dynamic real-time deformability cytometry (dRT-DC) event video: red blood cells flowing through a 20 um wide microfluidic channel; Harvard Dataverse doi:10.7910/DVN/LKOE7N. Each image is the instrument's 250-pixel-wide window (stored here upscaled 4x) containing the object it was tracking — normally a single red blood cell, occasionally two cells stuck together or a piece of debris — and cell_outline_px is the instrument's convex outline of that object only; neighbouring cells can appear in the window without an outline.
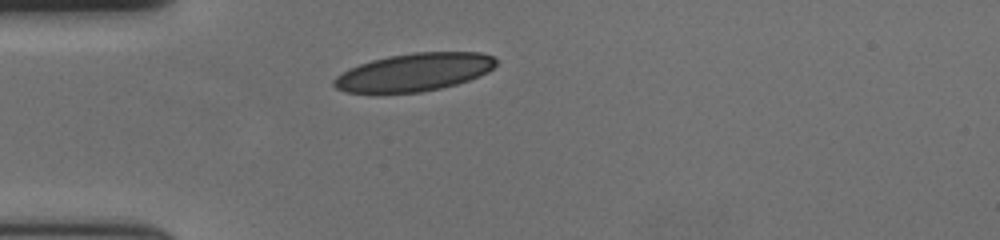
{"species": "human", "species_latin": "Homo sapiens", "temperature_condition": "cold", "stored_images_in_passage": 42, "camera_frame_rate_fps": 3000, "um_per_image_px": 0.085, "donor": {"sex": "female"}, "frame": {"image": 1, "passage_image": 1, "time_ms": 0.0, "image_size_px": [1000, 240], "cell_outline_px": [[496, 64], [488, 72], [468, 80], [456, 84], [440, 88], [420, 92], [380, 96], [376, 96], [344, 92], [336, 88], [332, 84], [332, 80], [336, 76], [360, 64], [372, 60], [388, 56], [412, 52], [480, 52], [492, 56], [496, 60]], "centroid_in_image_um": [35.12, 6.18], "position_along_channel_um": 49.9, "area_um2": 36.59}}
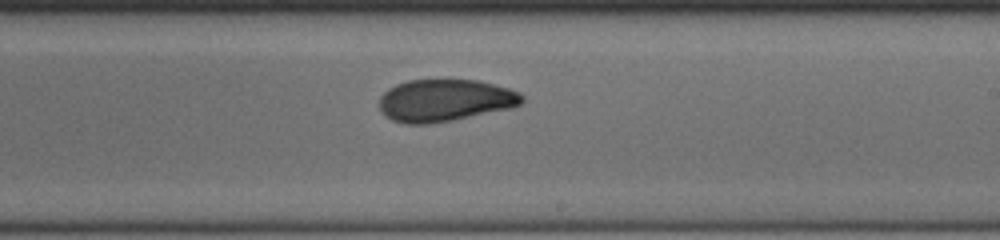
{"frame": {"image": 2, "passage_image": 19, "time_ms": 6.0, "image_size_px": [1000, 240], "cell_outline_px": [[524, 100], [520, 104], [512, 108], [452, 120], [428, 124], [404, 124], [392, 120], [384, 116], [380, 112], [380, 96], [388, 88], [396, 84], [408, 80], [476, 80], [508, 88], [520, 92], [524, 96]], "centroid_in_image_um": [37.79, 8.54], "position_along_channel_um": 251.2, "area_um2": 35.2}}
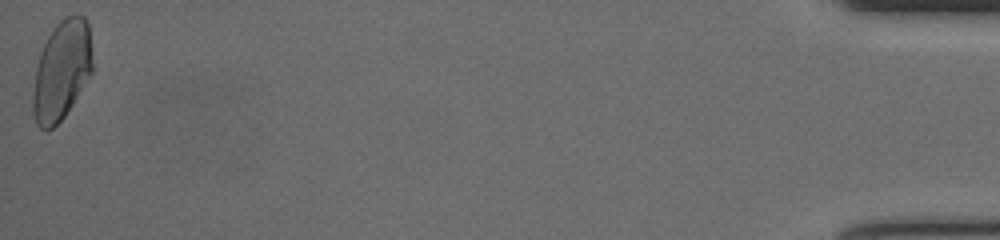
{"frame": {"image": 3, "passage_image": 42, "time_ms": 13.667, "image_size_px": [1000, 240], "cell_outline_px": [[92, 72], [72, 104], [64, 116], [52, 128], [40, 128], [36, 124], [32, 112], [32, 92], [36, 68], [40, 52], [52, 28], [60, 20], [76, 12], [84, 16], [88, 24], [92, 52]], "centroid_in_image_um": [5.23, 5.95], "position_along_channel_um": 430.0, "area_um2": 34.56}, "authors_computed_cell_mechanics": {"area_um2": 35.1424, "velocity_mm_per_s": 3.6178, "shape_relaxation_time_tau1_ms": 8.9191, "shape_relaxation_time_tau2_ms": 1.4413, "deformation_change_tau1": 0.1921, "deformation_change_tau2": 0.058}}